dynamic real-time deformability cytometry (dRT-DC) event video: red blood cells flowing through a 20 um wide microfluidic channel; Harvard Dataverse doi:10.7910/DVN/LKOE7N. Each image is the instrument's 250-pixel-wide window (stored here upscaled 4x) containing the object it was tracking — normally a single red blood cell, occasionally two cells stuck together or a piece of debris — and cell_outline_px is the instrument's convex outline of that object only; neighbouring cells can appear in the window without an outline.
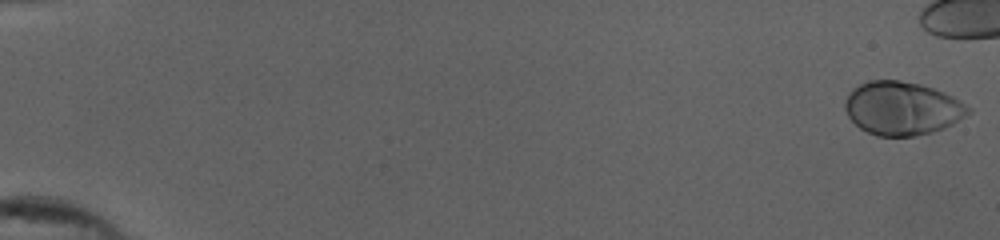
{"species": "human", "species_latin": "Homo sapiens", "temperature_condition": "cold", "stored_images_in_passage": 47, "camera_frame_rate_fps": 3000, "um_per_image_px": 0.085, "donor": {"sex": "female"}, "frame": {"image": 1, "passage_image": 1, "time_ms": 0.0, "image_size_px": [1000, 240], "cell_outline_px": [[972, 112], [952, 124], [944, 128], [932, 132], [912, 136], [876, 136], [860, 128], [848, 116], [844, 108], [844, 100], [848, 92], [852, 88], [868, 80], [900, 80], [920, 84], [944, 92], [960, 100], [972, 108]], "centroid_in_image_um": [76.67, 9.2], "position_along_channel_um": 8.3, "area_um2": 38.61}}
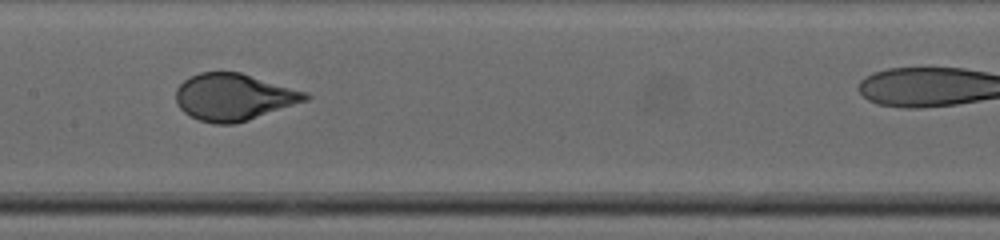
{"frame": {"image": 2, "passage_image": 30, "time_ms": 9.667, "image_size_px": [1000, 240], "cell_outline_px": [[312, 96], [308, 100], [248, 120], [232, 124], [212, 124], [200, 120], [184, 112], [180, 108], [176, 100], [176, 88], [184, 80], [200, 72], [240, 72], [308, 92]], "centroid_in_image_um": [19.89, 8.24], "position_along_channel_um": 187.5, "area_um2": 35.26}}
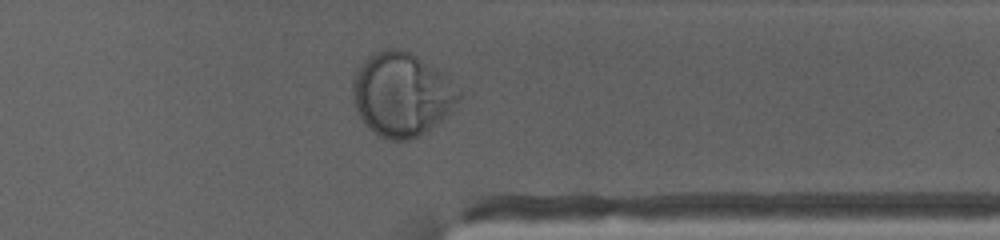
{"frame": {"image": 3, "passage_image": 45, "time_ms": 14.667, "image_size_px": [1000, 240], "cell_outline_px": [[460, 96], [448, 112], [436, 124], [424, 132], [408, 140], [388, 140], [380, 136], [368, 128], [360, 116], [352, 100], [352, 76], [360, 64], [372, 52], [388, 48], [400, 48], [416, 56], [432, 68], [460, 92]], "centroid_in_image_um": [34.03, 8.02], "position_along_channel_um": 377.4, "area_um2": 50.63}}